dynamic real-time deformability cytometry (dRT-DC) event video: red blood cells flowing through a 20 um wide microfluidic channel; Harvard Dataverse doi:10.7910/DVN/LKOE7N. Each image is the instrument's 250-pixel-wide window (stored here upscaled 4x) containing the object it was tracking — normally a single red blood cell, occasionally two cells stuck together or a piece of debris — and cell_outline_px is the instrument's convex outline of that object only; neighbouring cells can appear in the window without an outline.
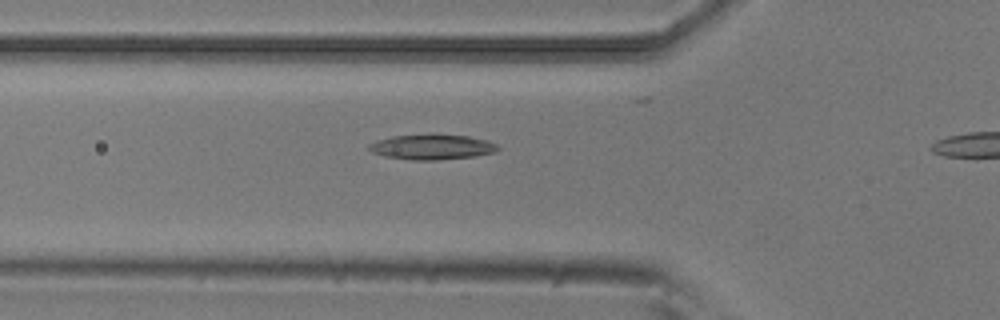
{"species": "common noctule bat (a hibernating species)", "species_latin": "Nyctalus noctula", "temperature_condition": "room temperature", "stored_images_in_passage": 37, "camera_frame_rate_fps": 3000, "um_per_image_px": 0.085, "animal": {"sex": "male", "body_mass_g": 20.5, "forearm_length_mm": 52.5}, "frame": {"image": 1, "passage_image": 12, "time_ms": 3.667, "image_size_px": [1000, 320], "cell_outline_px": [[500, 148], [496, 152], [476, 156], [436, 160], [412, 160], [384, 156], [372, 152], [368, 148], [368, 144], [376, 140], [392, 136], [468, 136], [488, 140], [496, 144]], "centroid_in_image_um": [36.73, 12.52], "position_along_channel_um": 89.1, "area_um2": 18.44}}
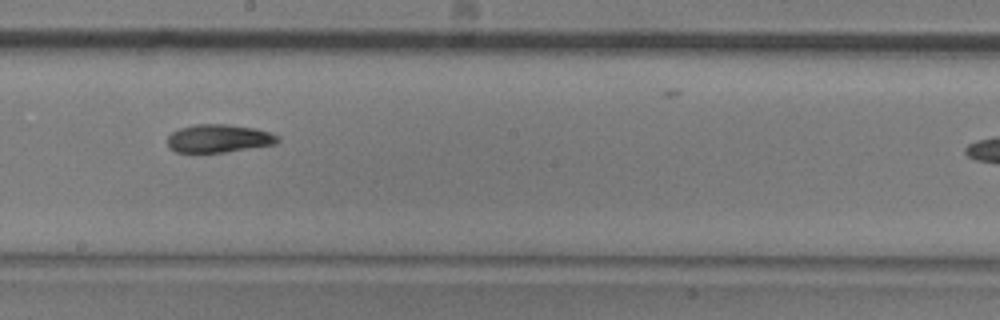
{"frame": {"image": 2, "passage_image": 23, "time_ms": 7.333, "image_size_px": [1000, 320], "cell_outline_px": [[280, 140], [276, 144], [224, 152], [176, 152], [168, 148], [168, 136], [172, 132], [180, 128], [196, 124], [228, 124], [256, 128], [280, 136]], "centroid_in_image_um": [18.6, 11.76], "position_along_channel_um": 229.6, "area_um2": 18.09}}
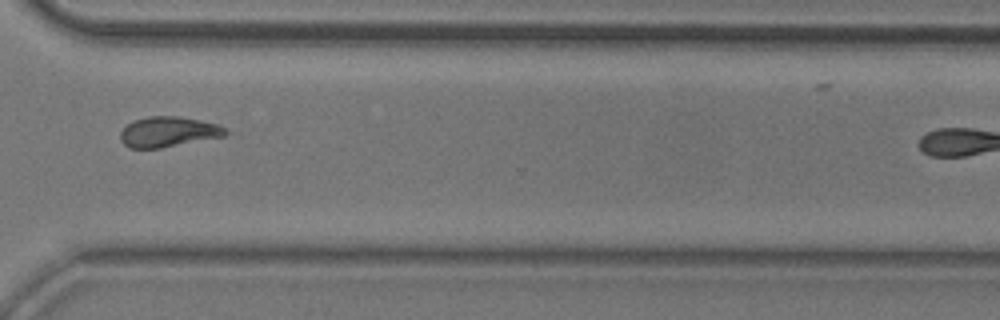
{"frame": {"image": 3, "passage_image": 33, "time_ms": 10.667, "image_size_px": [1000, 320], "cell_outline_px": [[236, 132], [224, 136], [160, 148], [128, 148], [120, 140], [120, 132], [132, 120], [148, 116], [180, 116], [200, 120], [216, 124]], "centroid_in_image_um": [14.34, 11.2], "position_along_channel_um": 356.3, "area_um2": 18.79}}